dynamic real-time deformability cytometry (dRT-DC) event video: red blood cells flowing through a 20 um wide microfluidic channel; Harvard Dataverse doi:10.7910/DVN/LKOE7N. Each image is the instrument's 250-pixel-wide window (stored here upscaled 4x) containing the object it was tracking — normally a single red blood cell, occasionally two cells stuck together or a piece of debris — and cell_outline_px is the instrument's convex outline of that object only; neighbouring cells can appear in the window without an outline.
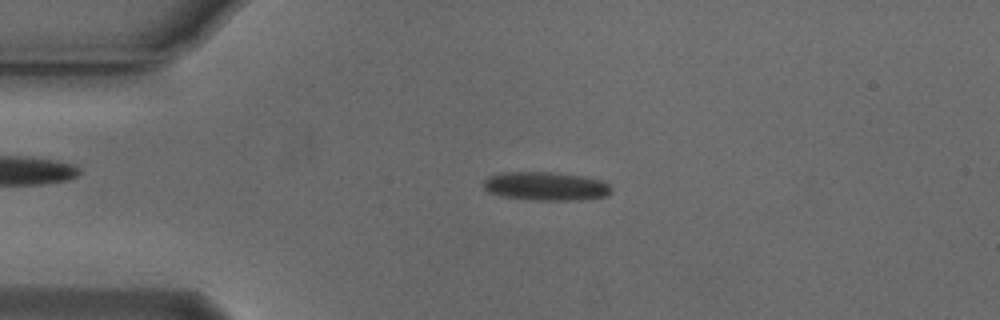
{"species": "Egyptian fruit bat (a non-hibernating species)", "species_latin": "Rousettus aegyptiacus", "temperature_condition": "cold", "stored_images_in_passage": 44, "camera_frame_rate_fps": 3000, "um_per_image_px": 0.085, "animal": {"sex": "male"}, "frame": {"image": 1, "passage_image": 2, "time_ms": 0.333, "image_size_px": [1000, 320], "cell_outline_px": [[612, 192], [604, 196], [576, 200], [536, 200], [500, 196], [488, 192], [484, 188], [484, 180], [488, 176], [504, 172], [552, 172], [580, 176], [600, 180], [608, 184], [612, 188]], "centroid_in_image_um": [46.36, 15.82], "position_along_channel_um": 38.6, "area_um2": 21.15}}
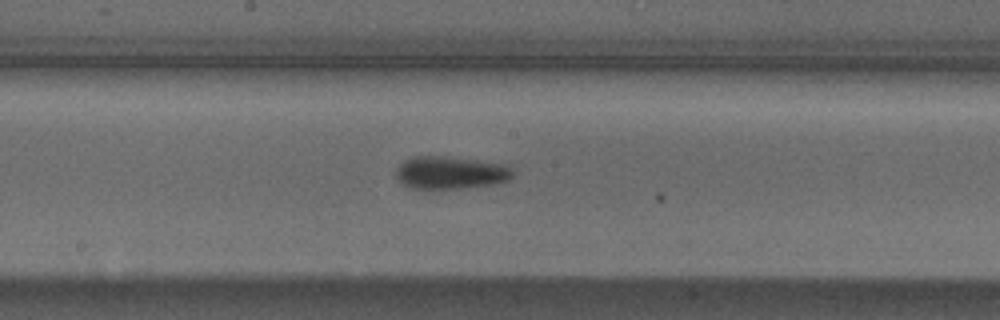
{"frame": {"image": 2, "passage_image": 18, "time_ms": 5.667, "image_size_px": [1000, 320], "cell_outline_px": [[512, 176], [508, 180], [496, 184], [464, 188], [408, 188], [396, 180], [396, 168], [404, 160], [412, 156], [444, 156], [476, 160], [504, 164], [512, 168]], "centroid_in_image_um": [38.25, 14.68], "position_along_channel_um": 209.9, "area_um2": 22.37}}
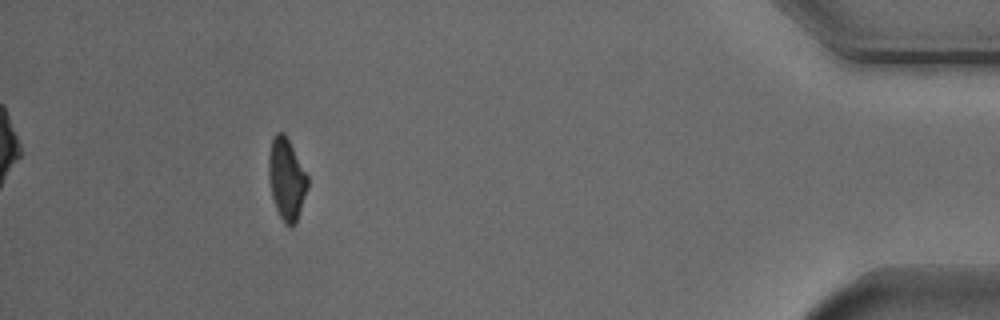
{"frame": {"image": 3, "passage_image": 39, "time_ms": 12.667, "image_size_px": [1000, 320], "cell_outline_px": [[308, 188], [296, 224], [292, 228], [288, 228], [284, 224], [276, 208], [272, 196], [268, 176], [268, 160], [272, 140], [276, 132], [284, 132], [308, 176]], "centroid_in_image_um": [24.36, 15.27], "position_along_channel_um": 410.8, "area_um2": 18.61}, "authors_computed_cell_mechanics": {"area_um2": 21.1837, "velocity_mm_per_s": 3.7608, "shape_relaxation_time_tau1_ms": 6.3862, "shape_relaxation_time_tau2_ms": null, "deformation_change_tau1": 0.1467, "deformation_change_tau2": null}}